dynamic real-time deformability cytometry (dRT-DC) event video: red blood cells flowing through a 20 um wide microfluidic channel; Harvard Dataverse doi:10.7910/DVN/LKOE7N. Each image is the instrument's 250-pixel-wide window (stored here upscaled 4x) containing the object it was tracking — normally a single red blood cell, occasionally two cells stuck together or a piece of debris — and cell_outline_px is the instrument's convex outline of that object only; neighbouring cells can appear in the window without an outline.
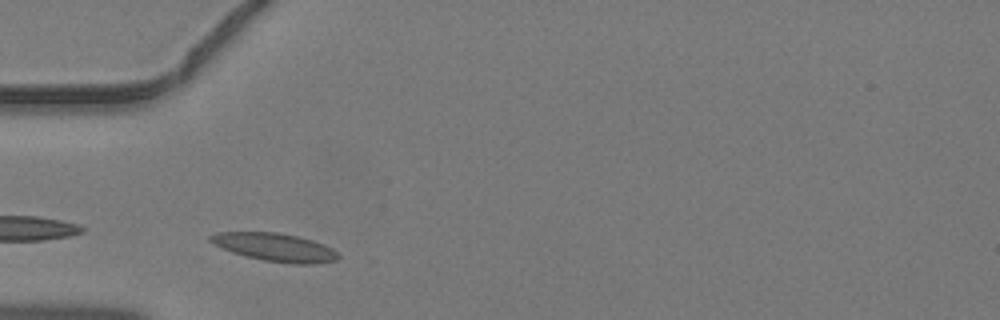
{"species": "common noctule bat (a hibernating species)", "species_latin": "Nyctalus noctula", "temperature_condition": "warm", "stored_images_in_passage": 35, "camera_frame_rate_fps": 3000, "um_per_image_px": 0.085, "animal": {"sex": "male", "body_mass_g": 19.2, "forearm_length_mm": 51.8}, "frame": {"image": 1, "passage_image": 4, "time_ms": 1.0, "image_size_px": [1000, 320], "cell_outline_px": [[340, 256], [336, 260], [316, 264], [292, 264], [264, 260], [244, 256], [232, 252], [208, 240], [208, 236], [216, 232], [280, 232], [312, 240], [324, 244], [332, 248]], "centroid_in_image_um": [23.39, 21.01], "position_along_channel_um": 61.6, "area_um2": 20.92}}
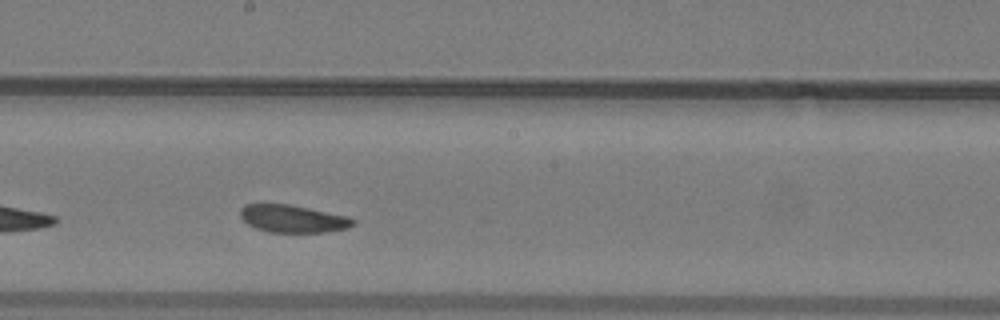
{"frame": {"image": 2, "passage_image": 15, "time_ms": 4.667, "image_size_px": [1000, 320], "cell_outline_px": [[356, 224], [348, 228], [324, 232], [268, 232], [256, 228], [248, 224], [240, 216], [240, 208], [244, 204], [288, 204], [348, 216], [356, 220]], "centroid_in_image_um": [24.9, 18.59], "position_along_channel_um": 223.3, "area_um2": 18.09}}
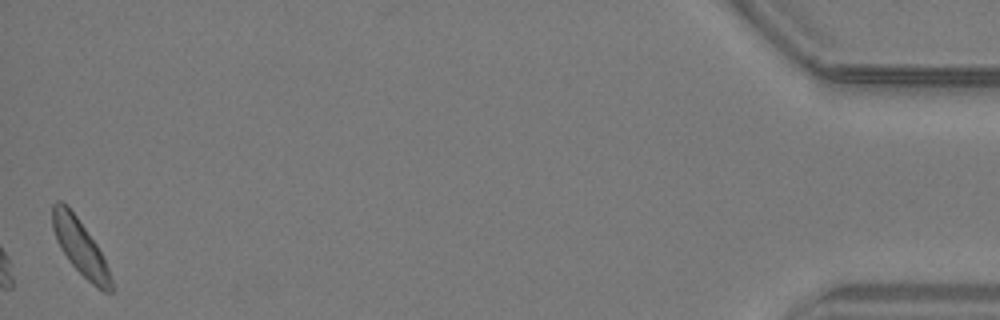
{"frame": {"image": 3, "passage_image": 35, "time_ms": 11.333, "image_size_px": [1000, 320], "cell_outline_px": [[112, 292], [104, 292], [92, 284], [68, 260], [60, 248], [56, 240], [52, 228], [52, 204], [56, 200], [60, 200], [68, 204], [96, 244], [108, 268], [112, 280]], "centroid_in_image_um": [6.77, 20.96], "position_along_channel_um": 428.4, "area_um2": 18.79}}